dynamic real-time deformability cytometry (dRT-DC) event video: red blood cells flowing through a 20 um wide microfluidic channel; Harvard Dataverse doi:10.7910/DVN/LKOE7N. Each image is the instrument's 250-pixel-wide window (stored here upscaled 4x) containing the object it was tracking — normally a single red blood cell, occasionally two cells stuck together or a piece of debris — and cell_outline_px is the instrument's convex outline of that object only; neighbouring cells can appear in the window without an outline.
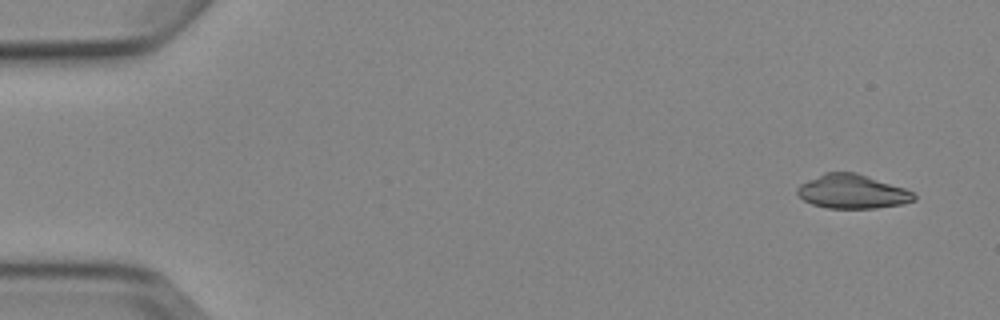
{"species": "Egyptian fruit bat (a non-hibernating species)", "species_latin": "Rousettus aegyptiacus", "temperature_condition": "cold", "stored_images_in_passage": 4, "camera_frame_rate_fps": 3000, "um_per_image_px": 0.085, "animal": {"sex": "female"}, "frame": {"image": 1, "passage_image": 1, "time_ms": 0.0, "image_size_px": [1000, 320], "cell_outline_px": [[916, 200], [904, 204], [876, 208], [828, 208], [812, 204], [804, 200], [796, 192], [796, 188], [800, 184], [824, 172], [856, 172], [904, 188], [912, 192], [916, 196]], "centroid_in_image_um": [72.44, 16.28], "position_along_channel_um": 12.6, "area_um2": 23.12}}
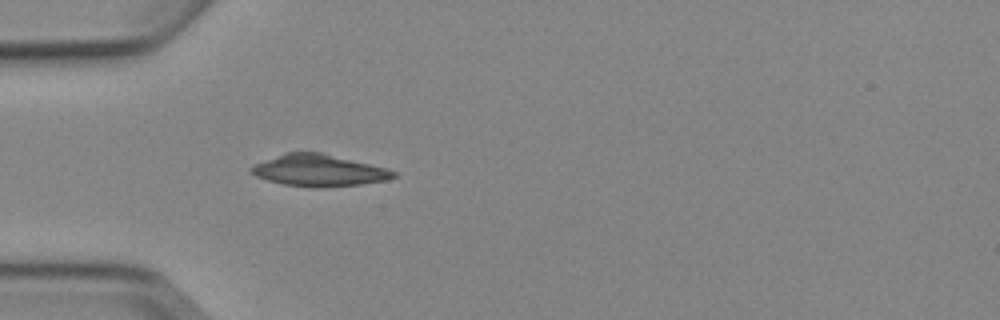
{"frame": {"image": 2, "passage_image": 4, "time_ms": 4.333, "image_size_px": [1000, 320], "cell_outline_px": [[396, 176], [388, 180], [360, 184], [284, 184], [268, 180], [256, 176], [248, 168], [256, 164], [284, 152], [320, 152], [388, 168], [396, 172]], "centroid_in_image_um": [27.12, 14.43], "position_along_channel_um": 57.9, "area_um2": 25.03}}